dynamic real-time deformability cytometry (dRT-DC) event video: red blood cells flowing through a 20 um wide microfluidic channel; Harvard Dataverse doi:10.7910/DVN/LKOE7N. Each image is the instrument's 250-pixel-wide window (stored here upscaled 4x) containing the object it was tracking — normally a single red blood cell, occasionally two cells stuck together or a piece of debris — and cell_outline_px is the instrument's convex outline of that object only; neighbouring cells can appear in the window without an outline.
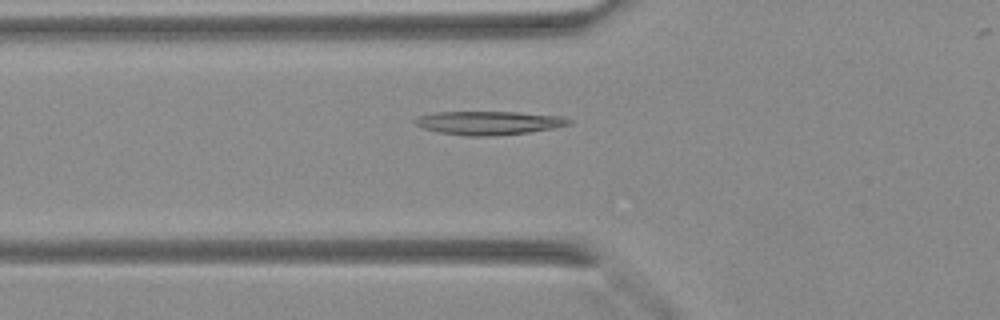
{"species": "Egyptian fruit bat (a non-hibernating species)", "species_latin": "Rousettus aegyptiacus", "temperature_condition": "warm", "stored_images_in_passage": 31, "camera_frame_rate_fps": 3000, "um_per_image_px": 0.085, "animal": {"sex": "female"}, "frame": {"image": 1, "passage_image": 7, "time_ms": 2.0, "image_size_px": [1000, 320], "cell_outline_px": [[572, 120], [568, 124], [552, 128], [528, 132], [496, 136], [468, 136], [440, 132], [424, 128], [416, 124], [412, 120], [420, 116], [436, 112], [516, 112], [564, 116]], "centroid_in_image_um": [41.56, 10.44], "position_along_channel_um": 84.2, "area_um2": 20.98}}
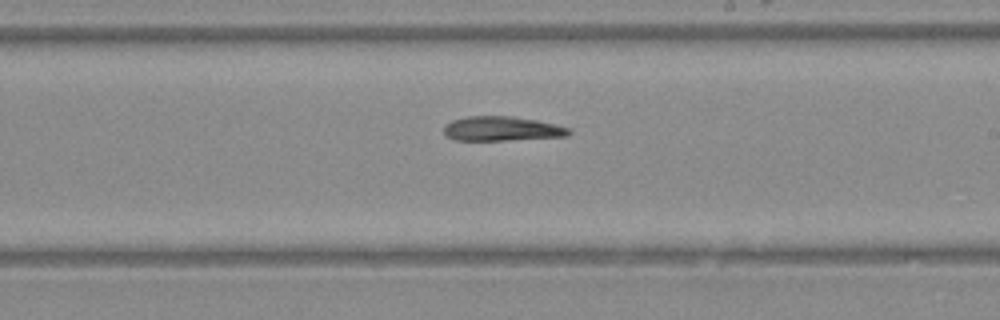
{"frame": {"image": 2, "passage_image": 17, "time_ms": 5.333, "image_size_px": [1000, 320], "cell_outline_px": [[572, 132], [568, 136], [504, 140], [452, 140], [444, 136], [444, 124], [452, 120], [468, 116], [512, 116], [536, 120], [556, 124], [572, 128]], "centroid_in_image_um": [42.65, 10.94], "position_along_channel_um": 246.4, "area_um2": 18.03}}
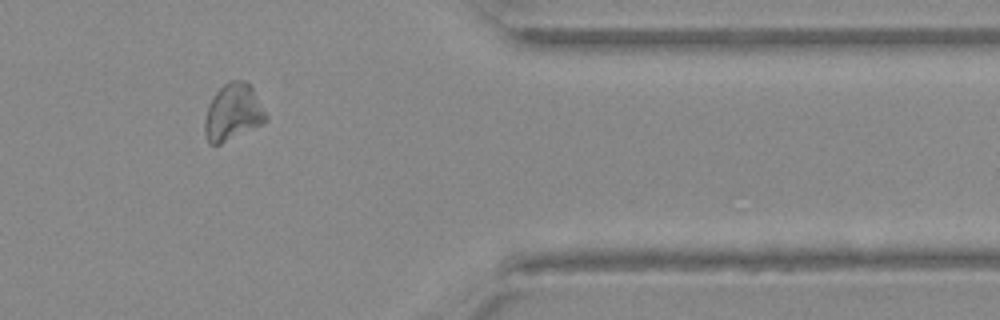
{"frame": {"image": 3, "passage_image": 27, "time_ms": 8.667, "image_size_px": [1000, 320], "cell_outline_px": [[268, 120], [264, 124], [220, 144], [208, 144], [204, 136], [204, 120], [208, 108], [216, 92], [224, 84], [232, 80], [244, 80], [252, 88], [268, 116]], "centroid_in_image_um": [19.81, 9.58], "position_along_channel_um": 391.6, "area_um2": 20.17}}